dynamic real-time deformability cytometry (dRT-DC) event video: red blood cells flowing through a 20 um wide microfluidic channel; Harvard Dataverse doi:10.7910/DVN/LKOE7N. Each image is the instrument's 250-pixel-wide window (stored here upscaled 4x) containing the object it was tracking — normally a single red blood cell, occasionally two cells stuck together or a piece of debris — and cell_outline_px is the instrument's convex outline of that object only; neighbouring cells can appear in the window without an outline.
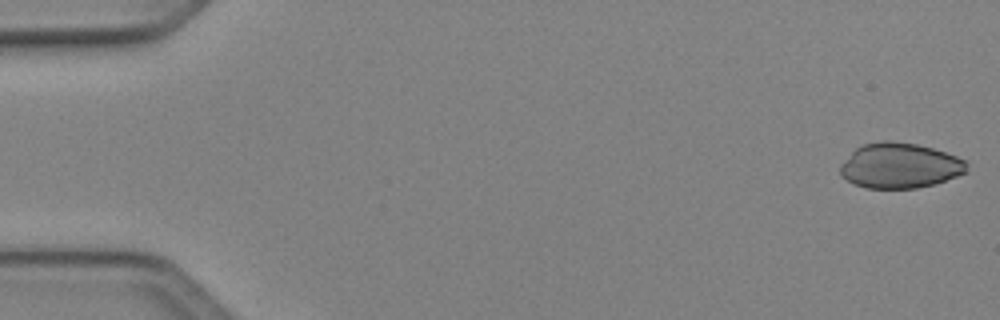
{"species": "Egyptian fruit bat (a non-hibernating species)", "species_latin": "Rousettus aegyptiacus", "temperature_condition": "cold", "stored_images_in_passage": 40, "camera_frame_rate_fps": 3000, "um_per_image_px": 0.085, "animal": {"sex": "female"}, "frame": {"image": 1, "passage_image": 1, "time_ms": 0.0, "image_size_px": [1000, 320], "cell_outline_px": [[968, 172], [936, 184], [916, 188], [868, 188], [856, 184], [848, 180], [840, 172], [840, 164], [856, 148], [864, 144], [880, 140], [888, 140], [916, 144], [932, 148], [956, 156], [964, 160], [968, 164]], "centroid_in_image_um": [76.51, 14.07], "position_along_channel_um": 8.5, "area_um2": 33.29}}
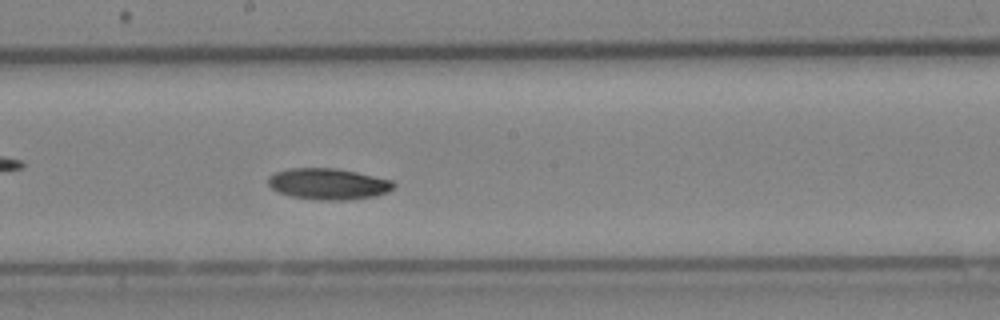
{"frame": {"image": 2, "passage_image": 18, "time_ms": 5.667, "image_size_px": [1000, 320], "cell_outline_px": [[396, 188], [388, 192], [376, 196], [344, 200], [320, 200], [292, 196], [276, 192], [268, 184], [268, 176], [276, 172], [288, 168], [336, 168], [356, 172], [392, 180], [396, 184]], "centroid_in_image_um": [27.92, 15.63], "position_along_channel_um": 220.3, "area_um2": 22.95}}
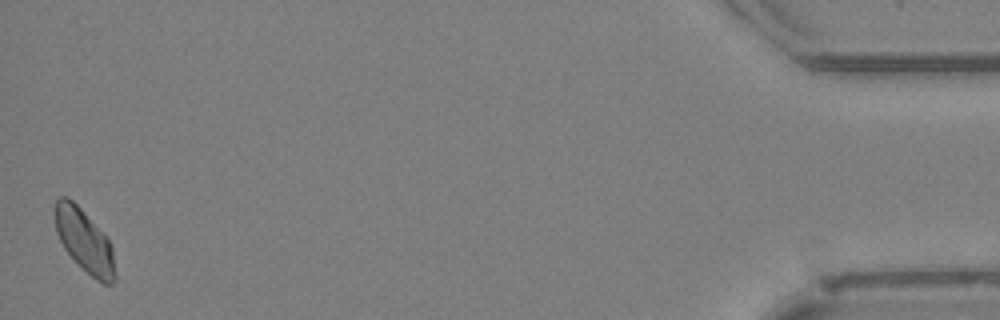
{"frame": {"image": 3, "passage_image": 40, "time_ms": 13.0, "image_size_px": [1000, 320], "cell_outline_px": [[116, 280], [112, 284], [104, 284], [96, 280], [64, 248], [56, 232], [52, 212], [52, 208], [56, 200], [60, 196], [68, 196], [80, 208], [108, 240], [112, 248], [116, 276]], "centroid_in_image_um": [7.13, 20.43], "position_along_channel_um": 428.1, "area_um2": 21.79}, "authors_computed_cell_mechanics": {"area_um2": 22.5709, "velocity_mm_per_s": 4.0352, "shape_relaxation_time_tau1_ms": 3.6631, "shape_relaxation_time_tau2_ms": null, "deformation_change_tau1": 0.0886, "deformation_change_tau2": null}}